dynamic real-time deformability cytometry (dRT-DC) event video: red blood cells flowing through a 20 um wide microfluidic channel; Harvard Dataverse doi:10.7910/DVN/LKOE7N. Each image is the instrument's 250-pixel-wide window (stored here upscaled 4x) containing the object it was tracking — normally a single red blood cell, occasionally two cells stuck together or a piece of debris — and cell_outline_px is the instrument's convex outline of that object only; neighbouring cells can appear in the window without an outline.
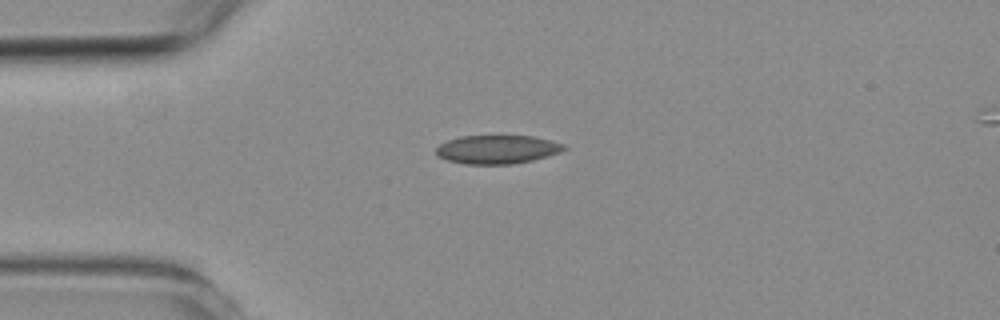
{"species": "common noctule bat (a hibernating species)", "species_latin": "Nyctalus noctula", "temperature_condition": "room temperature", "stored_images_in_passage": 4, "camera_frame_rate_fps": 3000, "um_per_image_px": 0.085, "animal": {"sex": "female", "body_mass_g": 19.3, "forearm_length_mm": 54.1}, "frame": {"image": 1, "passage_image": 1, "time_ms": 0.0, "image_size_px": [1000, 320], "cell_outline_px": [[568, 148], [560, 152], [548, 156], [532, 160], [512, 164], [464, 164], [448, 160], [440, 156], [436, 152], [436, 148], [440, 144], [448, 140], [460, 136], [532, 136], [564, 144]], "centroid_in_image_um": [42.28, 12.7], "position_along_channel_um": 42.7, "area_um2": 21.15}}
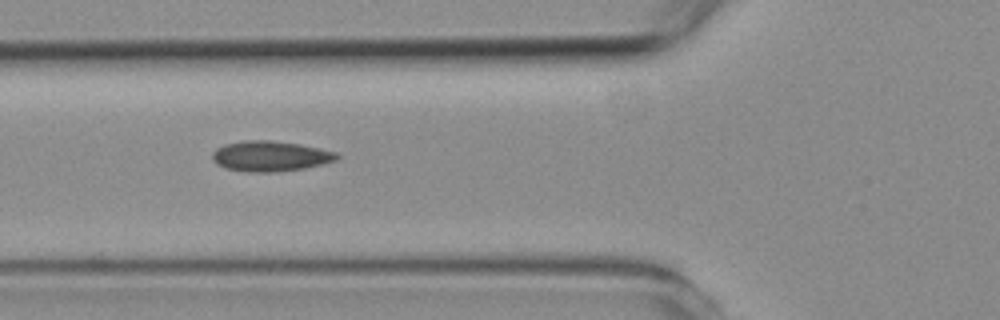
{"frame": {"image": 2, "passage_image": 3, "time_ms": 2.0, "image_size_px": [1000, 320], "cell_outline_px": [[340, 156], [336, 160], [324, 164], [304, 168], [276, 172], [248, 172], [228, 168], [216, 164], [212, 160], [212, 152], [216, 148], [224, 144], [244, 140], [268, 140], [300, 144], [320, 148], [336, 152]], "centroid_in_image_um": [22.97, 13.27], "position_along_channel_um": 102.8, "area_um2": 22.14}}
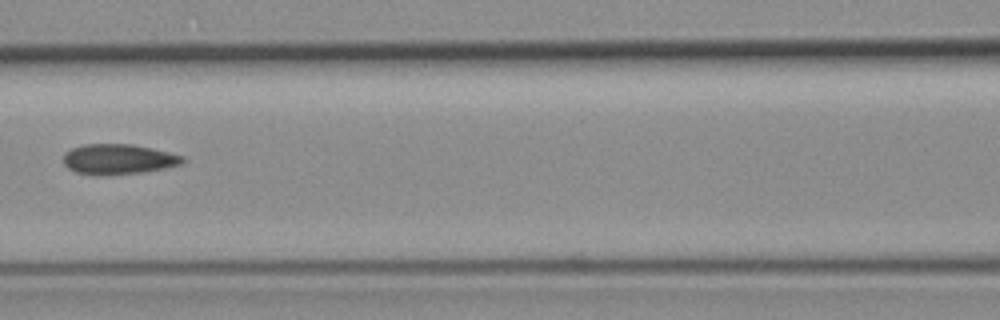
{"frame": {"image": 3, "passage_image": 4, "time_ms": 3.333, "image_size_px": [1000, 320], "cell_outline_px": [[188, 160], [180, 164], [164, 168], [144, 172], [100, 176], [96, 176], [76, 172], [68, 168], [64, 164], [64, 156], [72, 148], [84, 144], [132, 144], [152, 148], [184, 156]], "centroid_in_image_um": [10.08, 13.54], "position_along_channel_um": 156.5, "area_um2": 21.1}}